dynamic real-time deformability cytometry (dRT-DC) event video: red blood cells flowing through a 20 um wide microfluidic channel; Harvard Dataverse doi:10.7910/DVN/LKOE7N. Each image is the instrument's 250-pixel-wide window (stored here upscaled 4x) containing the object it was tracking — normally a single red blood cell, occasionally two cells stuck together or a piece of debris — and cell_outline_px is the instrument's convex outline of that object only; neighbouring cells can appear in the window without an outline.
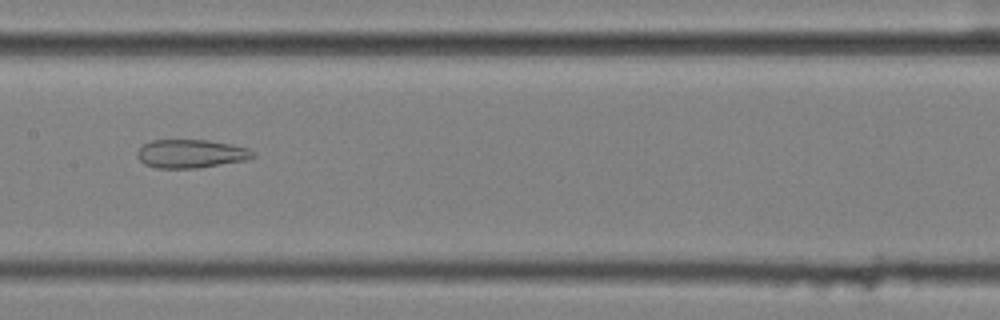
{"species": "common noctule bat (a hibernating species)", "species_latin": "Nyctalus noctula", "temperature_condition": "cold", "stored_images_in_passage": 58, "camera_frame_rate_fps": 3000, "um_per_image_px": 0.085, "animal": {"sex": "female", "body_mass_g": 25.1}, "frame": {"image": 1, "passage_image": 30, "time_ms": 9.667, "image_size_px": [1000, 320], "cell_outline_px": [[256, 156], [248, 160], [196, 168], [156, 168], [144, 164], [136, 156], [136, 152], [144, 144], [152, 140], [208, 140], [232, 144], [248, 148], [256, 152]], "centroid_in_image_um": [16.26, 13.06], "position_along_channel_um": 191.1, "area_um2": 19.36}}
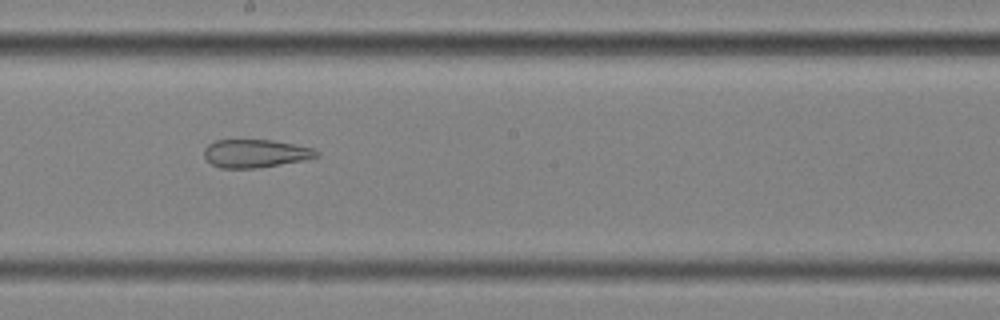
{"frame": {"image": 2, "passage_image": 33, "time_ms": 10.667, "image_size_px": [1000, 320], "cell_outline_px": [[320, 156], [304, 160], [256, 168], [220, 168], [212, 164], [204, 156], [204, 148], [208, 144], [216, 140], [272, 140], [312, 148], [320, 152]], "centroid_in_image_um": [21.7, 13.04], "position_along_channel_um": 226.5, "area_um2": 18.32}}
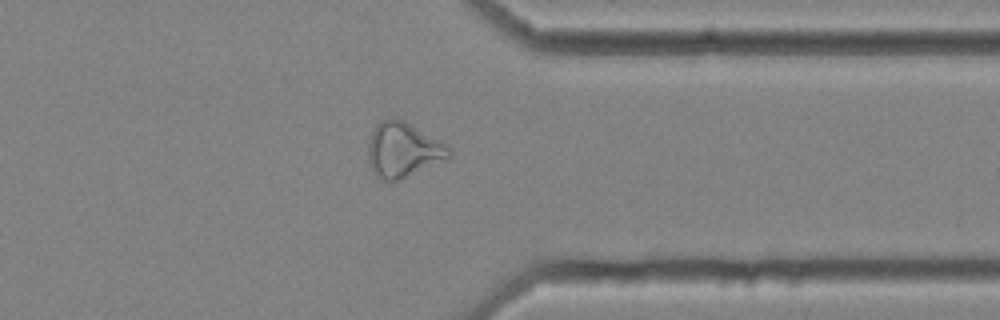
{"frame": {"image": 3, "passage_image": 46, "time_ms": 15.0, "image_size_px": [1000, 320], "cell_outline_px": [[452, 156], [396, 180], [384, 180], [372, 168], [368, 156], [368, 144], [372, 132], [376, 124], [380, 120], [404, 120], [448, 144], [452, 148]], "centroid_in_image_um": [34.3, 12.7], "position_along_channel_um": 377.1, "area_um2": 25.14}, "authors_computed_cell_mechanics": {"area_um2": 27.0504, "velocity_mm_per_s": 3.548, "shape_relaxation_time_tau1_ms": null, "shape_relaxation_time_tau2_ms": 3.1826, "deformation_change_tau1": null, "deformation_change_tau2": 0.1331}}